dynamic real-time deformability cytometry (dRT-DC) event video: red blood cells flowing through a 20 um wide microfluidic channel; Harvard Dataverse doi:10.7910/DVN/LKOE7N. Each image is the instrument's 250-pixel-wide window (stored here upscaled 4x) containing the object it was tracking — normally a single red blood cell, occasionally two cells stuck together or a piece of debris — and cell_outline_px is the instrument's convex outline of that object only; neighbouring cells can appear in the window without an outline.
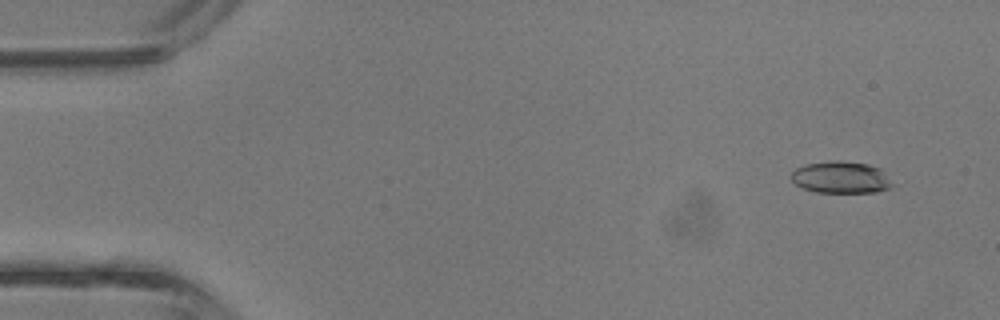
{"species": "common noctule bat (a hibernating species)", "species_latin": "Nyctalus noctula", "temperature_condition": "room temperature", "stored_images_in_passage": 42, "camera_frame_rate_fps": 3000, "um_per_image_px": 0.085, "animal": {"sex": "male", "body_mass_g": 13.3}, "frame": {"image": 1, "passage_image": 3, "time_ms": 0.667, "image_size_px": [1000, 320], "cell_outline_px": [[892, 188], [876, 192], [816, 192], [804, 188], [796, 184], [792, 180], [792, 172], [796, 168], [804, 164], [836, 160], [868, 164], [880, 168], [884, 172], [892, 184]], "centroid_in_image_um": [71.49, 15.07], "position_along_channel_um": 13.5, "area_um2": 18.67}}
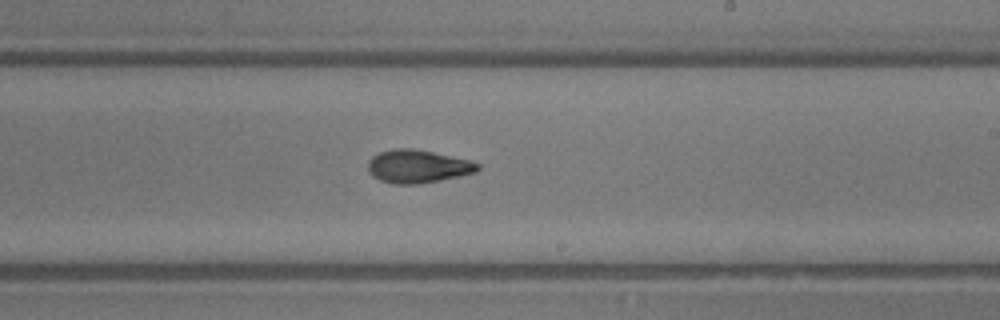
{"frame": {"image": 2, "passage_image": 25, "time_ms": 8.0, "image_size_px": [1000, 320], "cell_outline_px": [[480, 168], [476, 172], [440, 180], [420, 184], [392, 184], [380, 180], [372, 176], [368, 172], [368, 160], [372, 156], [380, 152], [392, 148], [412, 148], [432, 152], [468, 160], [480, 164]], "centroid_in_image_um": [35.46, 14.15], "position_along_channel_um": 253.5, "area_um2": 21.15}}
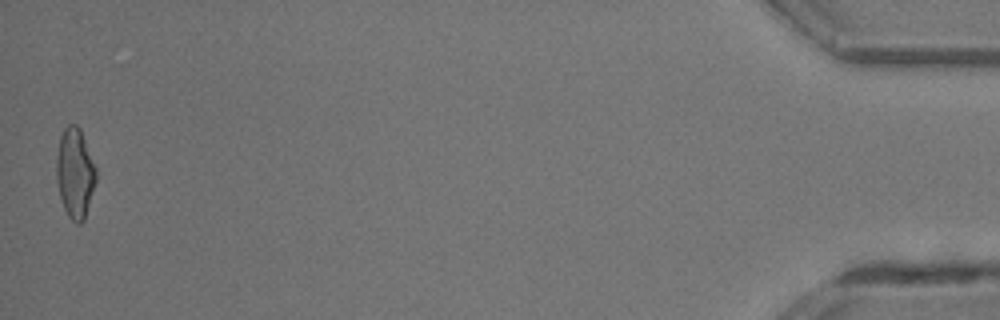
{"frame": {"image": 3, "passage_image": 42, "time_ms": 13.667, "image_size_px": [1000, 320], "cell_outline_px": [[96, 180], [84, 220], [80, 224], [76, 224], [68, 216], [64, 208], [60, 196], [56, 180], [56, 156], [60, 136], [64, 128], [68, 124], [76, 124], [80, 128], [96, 168]], "centroid_in_image_um": [6.36, 14.7], "position_along_channel_um": 428.8, "area_um2": 20.75}, "authors_computed_cell_mechanics": {"area_um2": 20.2589, "velocity_mm_per_s": 4.8679, "shape_relaxation_time_tau1_ms": 3.5978, "shape_relaxation_time_tau2_ms": 2.6614, "deformation_change_tau1": 0.2044, "deformation_change_tau2": 0.1049}}